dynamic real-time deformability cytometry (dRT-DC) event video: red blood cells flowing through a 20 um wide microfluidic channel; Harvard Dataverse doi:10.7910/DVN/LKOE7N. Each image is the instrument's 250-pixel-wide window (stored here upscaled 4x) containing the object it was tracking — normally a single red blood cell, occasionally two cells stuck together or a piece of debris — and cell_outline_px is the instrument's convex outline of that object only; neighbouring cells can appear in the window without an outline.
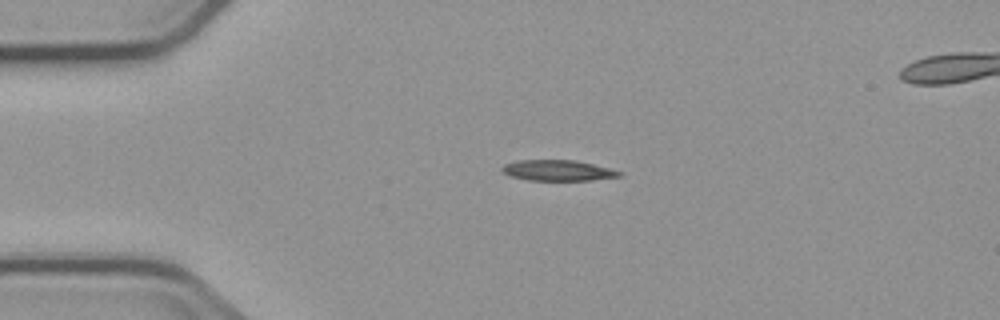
{"species": "common noctule bat (a hibernating species)", "species_latin": "Nyctalus noctula", "temperature_condition": "cold", "stored_images_in_passage": 2, "camera_frame_rate_fps": 3000, "um_per_image_px": 0.085, "animal": {"sex": "male", "body_mass_g": 23.1, "forearm_length_mm": 52.7}, "frame": {"image": 1, "passage_image": 1, "time_ms": 0.0, "image_size_px": [1000, 320], "cell_outline_px": [[624, 172], [620, 176], [592, 180], [528, 180], [512, 176], [504, 172], [500, 168], [504, 164], [520, 160], [576, 160], [612, 168]], "centroid_in_image_um": [47.47, 14.48], "position_along_channel_um": 37.5, "area_um2": 14.16}}